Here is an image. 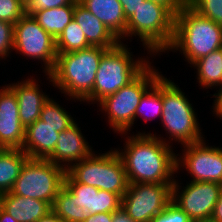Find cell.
<instances>
[{"label": "cell", "mask_w": 222, "mask_h": 222, "mask_svg": "<svg viewBox=\"0 0 222 222\" xmlns=\"http://www.w3.org/2000/svg\"><path fill=\"white\" fill-rule=\"evenodd\" d=\"M138 132L126 136L122 151L115 148L122 159L129 184H173L177 176V155L166 138ZM119 150V151H118ZM175 176V177H174Z\"/></svg>", "instance_id": "obj_1"}, {"label": "cell", "mask_w": 222, "mask_h": 222, "mask_svg": "<svg viewBox=\"0 0 222 222\" xmlns=\"http://www.w3.org/2000/svg\"><path fill=\"white\" fill-rule=\"evenodd\" d=\"M106 48L91 46L69 53L57 54L53 70L45 73L52 85L70 100L92 104V90L100 60Z\"/></svg>", "instance_id": "obj_2"}, {"label": "cell", "mask_w": 222, "mask_h": 222, "mask_svg": "<svg viewBox=\"0 0 222 222\" xmlns=\"http://www.w3.org/2000/svg\"><path fill=\"white\" fill-rule=\"evenodd\" d=\"M222 48V26L201 16L185 4L175 16L174 38L166 50L183 53L186 62L196 60Z\"/></svg>", "instance_id": "obj_3"}, {"label": "cell", "mask_w": 222, "mask_h": 222, "mask_svg": "<svg viewBox=\"0 0 222 222\" xmlns=\"http://www.w3.org/2000/svg\"><path fill=\"white\" fill-rule=\"evenodd\" d=\"M174 25L175 16L165 6L145 0L127 20L126 40L138 36L150 56L166 53L174 38Z\"/></svg>", "instance_id": "obj_4"}, {"label": "cell", "mask_w": 222, "mask_h": 222, "mask_svg": "<svg viewBox=\"0 0 222 222\" xmlns=\"http://www.w3.org/2000/svg\"><path fill=\"white\" fill-rule=\"evenodd\" d=\"M162 126L169 134L167 144L176 141L182 146L197 143L205 138L202 134L197 114L185 93L172 80L162 74ZM171 138V139H170Z\"/></svg>", "instance_id": "obj_5"}, {"label": "cell", "mask_w": 222, "mask_h": 222, "mask_svg": "<svg viewBox=\"0 0 222 222\" xmlns=\"http://www.w3.org/2000/svg\"><path fill=\"white\" fill-rule=\"evenodd\" d=\"M129 49L121 41L104 52L96 72L92 104L129 84L151 63L148 58L138 57L134 60Z\"/></svg>", "instance_id": "obj_6"}, {"label": "cell", "mask_w": 222, "mask_h": 222, "mask_svg": "<svg viewBox=\"0 0 222 222\" xmlns=\"http://www.w3.org/2000/svg\"><path fill=\"white\" fill-rule=\"evenodd\" d=\"M151 63L129 84L100 100L99 111L108 116V124L117 133L127 135L135 121V111L144 93L161 76ZM104 111V112H103Z\"/></svg>", "instance_id": "obj_7"}, {"label": "cell", "mask_w": 222, "mask_h": 222, "mask_svg": "<svg viewBox=\"0 0 222 222\" xmlns=\"http://www.w3.org/2000/svg\"><path fill=\"white\" fill-rule=\"evenodd\" d=\"M98 154L94 152L66 172L78 183L116 193L122 198L129 185L122 159L115 148Z\"/></svg>", "instance_id": "obj_8"}, {"label": "cell", "mask_w": 222, "mask_h": 222, "mask_svg": "<svg viewBox=\"0 0 222 222\" xmlns=\"http://www.w3.org/2000/svg\"><path fill=\"white\" fill-rule=\"evenodd\" d=\"M66 170L48 159L28 158L12 189L11 194L40 199L51 206L64 185Z\"/></svg>", "instance_id": "obj_9"}, {"label": "cell", "mask_w": 222, "mask_h": 222, "mask_svg": "<svg viewBox=\"0 0 222 222\" xmlns=\"http://www.w3.org/2000/svg\"><path fill=\"white\" fill-rule=\"evenodd\" d=\"M16 53L43 62L44 73H50L56 63V40L40 27L32 14L25 13L14 24V45Z\"/></svg>", "instance_id": "obj_10"}, {"label": "cell", "mask_w": 222, "mask_h": 222, "mask_svg": "<svg viewBox=\"0 0 222 222\" xmlns=\"http://www.w3.org/2000/svg\"><path fill=\"white\" fill-rule=\"evenodd\" d=\"M173 184H129L121 208L135 222H151L172 201Z\"/></svg>", "instance_id": "obj_11"}, {"label": "cell", "mask_w": 222, "mask_h": 222, "mask_svg": "<svg viewBox=\"0 0 222 222\" xmlns=\"http://www.w3.org/2000/svg\"><path fill=\"white\" fill-rule=\"evenodd\" d=\"M206 144V140H202L183 145V156L176 154L177 173L185 167L184 170L193 178L191 181L214 182L222 185V147Z\"/></svg>", "instance_id": "obj_12"}, {"label": "cell", "mask_w": 222, "mask_h": 222, "mask_svg": "<svg viewBox=\"0 0 222 222\" xmlns=\"http://www.w3.org/2000/svg\"><path fill=\"white\" fill-rule=\"evenodd\" d=\"M172 185V202L192 220L211 219L222 185L214 182L190 181L186 186Z\"/></svg>", "instance_id": "obj_13"}, {"label": "cell", "mask_w": 222, "mask_h": 222, "mask_svg": "<svg viewBox=\"0 0 222 222\" xmlns=\"http://www.w3.org/2000/svg\"><path fill=\"white\" fill-rule=\"evenodd\" d=\"M5 86L0 87V147L22 149L25 127L20 122L17 97L8 85Z\"/></svg>", "instance_id": "obj_14"}, {"label": "cell", "mask_w": 222, "mask_h": 222, "mask_svg": "<svg viewBox=\"0 0 222 222\" xmlns=\"http://www.w3.org/2000/svg\"><path fill=\"white\" fill-rule=\"evenodd\" d=\"M64 185L75 195L76 207L85 209L88 215L113 213L121 208L122 198L118 194L78 183L67 172Z\"/></svg>", "instance_id": "obj_15"}, {"label": "cell", "mask_w": 222, "mask_h": 222, "mask_svg": "<svg viewBox=\"0 0 222 222\" xmlns=\"http://www.w3.org/2000/svg\"><path fill=\"white\" fill-rule=\"evenodd\" d=\"M80 128L78 123L75 122L69 128L61 131L56 147L47 159L67 170L73 164L91 156L95 151L81 133Z\"/></svg>", "instance_id": "obj_16"}, {"label": "cell", "mask_w": 222, "mask_h": 222, "mask_svg": "<svg viewBox=\"0 0 222 222\" xmlns=\"http://www.w3.org/2000/svg\"><path fill=\"white\" fill-rule=\"evenodd\" d=\"M17 97L19 118L26 128L40 118L41 109L49 98L41 89L35 78H27L21 82L8 84Z\"/></svg>", "instance_id": "obj_17"}, {"label": "cell", "mask_w": 222, "mask_h": 222, "mask_svg": "<svg viewBox=\"0 0 222 222\" xmlns=\"http://www.w3.org/2000/svg\"><path fill=\"white\" fill-rule=\"evenodd\" d=\"M60 127H51L38 119L25 128L22 150L32 159H47L54 151Z\"/></svg>", "instance_id": "obj_18"}, {"label": "cell", "mask_w": 222, "mask_h": 222, "mask_svg": "<svg viewBox=\"0 0 222 222\" xmlns=\"http://www.w3.org/2000/svg\"><path fill=\"white\" fill-rule=\"evenodd\" d=\"M78 2L97 17L120 42L126 39L127 20L119 0H78Z\"/></svg>", "instance_id": "obj_19"}, {"label": "cell", "mask_w": 222, "mask_h": 222, "mask_svg": "<svg viewBox=\"0 0 222 222\" xmlns=\"http://www.w3.org/2000/svg\"><path fill=\"white\" fill-rule=\"evenodd\" d=\"M0 206L18 222H36L52 211V206L48 202L10 192L0 195Z\"/></svg>", "instance_id": "obj_20"}, {"label": "cell", "mask_w": 222, "mask_h": 222, "mask_svg": "<svg viewBox=\"0 0 222 222\" xmlns=\"http://www.w3.org/2000/svg\"><path fill=\"white\" fill-rule=\"evenodd\" d=\"M74 20L82 29L87 42L91 46H99L110 49L120 42L107 29V27L90 11L82 6L78 0L75 2Z\"/></svg>", "instance_id": "obj_21"}, {"label": "cell", "mask_w": 222, "mask_h": 222, "mask_svg": "<svg viewBox=\"0 0 222 222\" xmlns=\"http://www.w3.org/2000/svg\"><path fill=\"white\" fill-rule=\"evenodd\" d=\"M74 8L75 4H68L57 8L36 10L32 16L40 27L56 40L74 19Z\"/></svg>", "instance_id": "obj_22"}, {"label": "cell", "mask_w": 222, "mask_h": 222, "mask_svg": "<svg viewBox=\"0 0 222 222\" xmlns=\"http://www.w3.org/2000/svg\"><path fill=\"white\" fill-rule=\"evenodd\" d=\"M28 158L22 149L0 150V195L10 192Z\"/></svg>", "instance_id": "obj_23"}, {"label": "cell", "mask_w": 222, "mask_h": 222, "mask_svg": "<svg viewBox=\"0 0 222 222\" xmlns=\"http://www.w3.org/2000/svg\"><path fill=\"white\" fill-rule=\"evenodd\" d=\"M192 66L197 70L199 86L206 89L222 87V48L196 60Z\"/></svg>", "instance_id": "obj_24"}, {"label": "cell", "mask_w": 222, "mask_h": 222, "mask_svg": "<svg viewBox=\"0 0 222 222\" xmlns=\"http://www.w3.org/2000/svg\"><path fill=\"white\" fill-rule=\"evenodd\" d=\"M52 211L65 222H84L88 216L85 209L76 207L75 195L65 185L55 197Z\"/></svg>", "instance_id": "obj_25"}, {"label": "cell", "mask_w": 222, "mask_h": 222, "mask_svg": "<svg viewBox=\"0 0 222 222\" xmlns=\"http://www.w3.org/2000/svg\"><path fill=\"white\" fill-rule=\"evenodd\" d=\"M162 75L155 81V83L144 93L138 107L135 111L136 118L143 116L144 121L152 120L153 117L160 118L162 116Z\"/></svg>", "instance_id": "obj_26"}, {"label": "cell", "mask_w": 222, "mask_h": 222, "mask_svg": "<svg viewBox=\"0 0 222 222\" xmlns=\"http://www.w3.org/2000/svg\"><path fill=\"white\" fill-rule=\"evenodd\" d=\"M89 47H91V45L87 42L82 29L74 19L64 28L61 35L56 39L57 54L83 50Z\"/></svg>", "instance_id": "obj_27"}, {"label": "cell", "mask_w": 222, "mask_h": 222, "mask_svg": "<svg viewBox=\"0 0 222 222\" xmlns=\"http://www.w3.org/2000/svg\"><path fill=\"white\" fill-rule=\"evenodd\" d=\"M40 120L51 127H60V132L69 128L76 120L53 98H48L40 113Z\"/></svg>", "instance_id": "obj_28"}, {"label": "cell", "mask_w": 222, "mask_h": 222, "mask_svg": "<svg viewBox=\"0 0 222 222\" xmlns=\"http://www.w3.org/2000/svg\"><path fill=\"white\" fill-rule=\"evenodd\" d=\"M186 4L201 16L222 26V0H186Z\"/></svg>", "instance_id": "obj_29"}, {"label": "cell", "mask_w": 222, "mask_h": 222, "mask_svg": "<svg viewBox=\"0 0 222 222\" xmlns=\"http://www.w3.org/2000/svg\"><path fill=\"white\" fill-rule=\"evenodd\" d=\"M25 13V0H0V21L15 24Z\"/></svg>", "instance_id": "obj_30"}, {"label": "cell", "mask_w": 222, "mask_h": 222, "mask_svg": "<svg viewBox=\"0 0 222 222\" xmlns=\"http://www.w3.org/2000/svg\"><path fill=\"white\" fill-rule=\"evenodd\" d=\"M14 45V24L0 21V58L9 57ZM12 49V50H11Z\"/></svg>", "instance_id": "obj_31"}, {"label": "cell", "mask_w": 222, "mask_h": 222, "mask_svg": "<svg viewBox=\"0 0 222 222\" xmlns=\"http://www.w3.org/2000/svg\"><path fill=\"white\" fill-rule=\"evenodd\" d=\"M151 222H192V219L171 201Z\"/></svg>", "instance_id": "obj_32"}, {"label": "cell", "mask_w": 222, "mask_h": 222, "mask_svg": "<svg viewBox=\"0 0 222 222\" xmlns=\"http://www.w3.org/2000/svg\"><path fill=\"white\" fill-rule=\"evenodd\" d=\"M77 0H25L26 13L32 14L36 10L62 7L68 4H75Z\"/></svg>", "instance_id": "obj_33"}, {"label": "cell", "mask_w": 222, "mask_h": 222, "mask_svg": "<svg viewBox=\"0 0 222 222\" xmlns=\"http://www.w3.org/2000/svg\"><path fill=\"white\" fill-rule=\"evenodd\" d=\"M165 6L174 16L186 4V0H149Z\"/></svg>", "instance_id": "obj_34"}, {"label": "cell", "mask_w": 222, "mask_h": 222, "mask_svg": "<svg viewBox=\"0 0 222 222\" xmlns=\"http://www.w3.org/2000/svg\"><path fill=\"white\" fill-rule=\"evenodd\" d=\"M123 7V12L126 20H128L134 13V11L144 3L145 0H119Z\"/></svg>", "instance_id": "obj_35"}, {"label": "cell", "mask_w": 222, "mask_h": 222, "mask_svg": "<svg viewBox=\"0 0 222 222\" xmlns=\"http://www.w3.org/2000/svg\"><path fill=\"white\" fill-rule=\"evenodd\" d=\"M213 96L215 97V100L213 102L214 106H212V112L216 115L217 119L218 117L222 119V87L218 88L217 93H214Z\"/></svg>", "instance_id": "obj_36"}, {"label": "cell", "mask_w": 222, "mask_h": 222, "mask_svg": "<svg viewBox=\"0 0 222 222\" xmlns=\"http://www.w3.org/2000/svg\"><path fill=\"white\" fill-rule=\"evenodd\" d=\"M113 213L89 214L84 222H112Z\"/></svg>", "instance_id": "obj_37"}, {"label": "cell", "mask_w": 222, "mask_h": 222, "mask_svg": "<svg viewBox=\"0 0 222 222\" xmlns=\"http://www.w3.org/2000/svg\"><path fill=\"white\" fill-rule=\"evenodd\" d=\"M211 220L213 222H222V188H221L218 201L216 202L214 206V209L211 215Z\"/></svg>", "instance_id": "obj_38"}, {"label": "cell", "mask_w": 222, "mask_h": 222, "mask_svg": "<svg viewBox=\"0 0 222 222\" xmlns=\"http://www.w3.org/2000/svg\"><path fill=\"white\" fill-rule=\"evenodd\" d=\"M112 222H135V221L132 220L122 208H120L119 210L113 212Z\"/></svg>", "instance_id": "obj_39"}, {"label": "cell", "mask_w": 222, "mask_h": 222, "mask_svg": "<svg viewBox=\"0 0 222 222\" xmlns=\"http://www.w3.org/2000/svg\"><path fill=\"white\" fill-rule=\"evenodd\" d=\"M36 222H65L62 218L56 215L53 211H50L47 215L38 219Z\"/></svg>", "instance_id": "obj_40"}, {"label": "cell", "mask_w": 222, "mask_h": 222, "mask_svg": "<svg viewBox=\"0 0 222 222\" xmlns=\"http://www.w3.org/2000/svg\"><path fill=\"white\" fill-rule=\"evenodd\" d=\"M0 222H18V220L12 217L0 206Z\"/></svg>", "instance_id": "obj_41"}, {"label": "cell", "mask_w": 222, "mask_h": 222, "mask_svg": "<svg viewBox=\"0 0 222 222\" xmlns=\"http://www.w3.org/2000/svg\"><path fill=\"white\" fill-rule=\"evenodd\" d=\"M192 222H213L211 219L192 220Z\"/></svg>", "instance_id": "obj_42"}]
</instances>
